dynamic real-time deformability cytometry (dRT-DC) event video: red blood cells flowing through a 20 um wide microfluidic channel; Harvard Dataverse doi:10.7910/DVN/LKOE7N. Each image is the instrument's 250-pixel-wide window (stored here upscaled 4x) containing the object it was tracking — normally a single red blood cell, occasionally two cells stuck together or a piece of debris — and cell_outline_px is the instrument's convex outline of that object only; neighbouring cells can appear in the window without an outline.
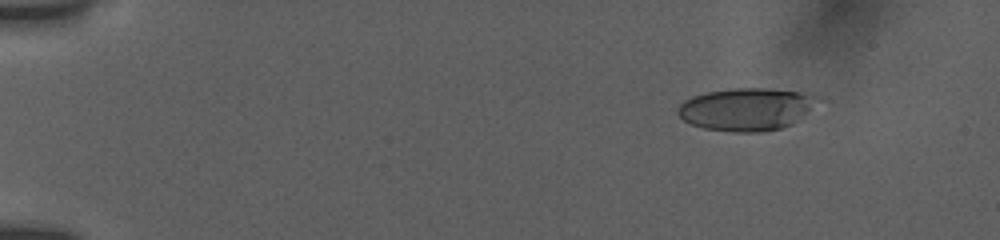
{"species": "human", "species_latin": "Homo sapiens", "temperature_condition": "room temperature", "stored_images_in_passage": 13, "camera_frame_rate_fps": 3000, "um_per_image_px": 0.085, "donor": {"sex": "female"}, "frame": {"image": 1, "passage_image": 3, "time_ms": 1.667, "image_size_px": [1000, 240], "cell_outline_px": [[828, 100], [792, 124], [780, 128], [760, 132], [736, 132], [704, 128], [692, 124], [684, 120], [676, 112], [676, 108], [684, 100], [692, 96], [708, 92], [732, 88], [764, 88], [796, 92], [824, 96]], "centroid_in_image_um": [63.56, 9.27], "position_along_channel_um": 21.4, "area_um2": 35.32}}
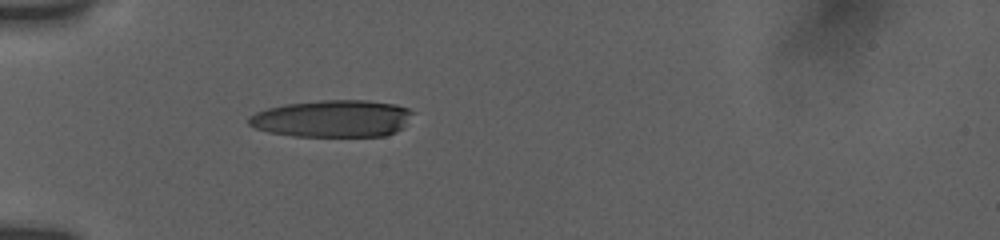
{"frame": {"image": 2, "passage_image": 9, "time_ms": 5.333, "image_size_px": [1000, 240], "cell_outline_px": [[416, 112], [404, 128], [396, 132], [384, 136], [292, 136], [268, 132], [256, 128], [248, 124], [248, 116], [256, 112], [268, 108], [288, 104], [320, 100], [368, 100], [396, 104], [408, 108]], "centroid_in_image_um": [28.32, 10.08], "position_along_channel_um": 56.7, "area_um2": 35.84}}
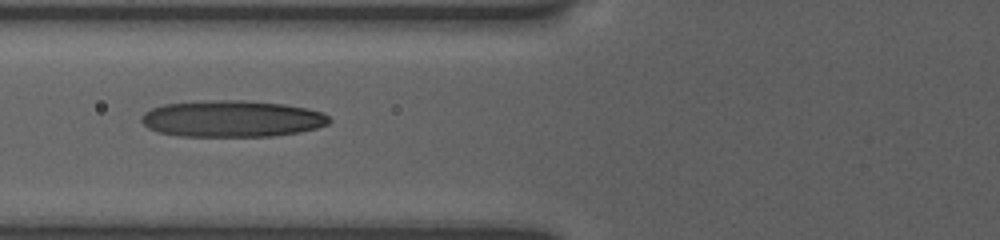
{"frame": {"image": 3, "passage_image": 12, "time_ms": 7.0, "image_size_px": [1000, 240], "cell_outline_px": [[332, 120], [328, 124], [316, 128], [300, 132], [272, 136], [180, 136], [156, 132], [148, 128], [140, 120], [140, 116], [144, 112], [152, 108], [164, 104], [204, 100], [244, 100], [284, 104], [308, 108], [324, 112]], "centroid_in_image_um": [19.71, 10.09], "position_along_channel_um": 106.1, "area_um2": 40.4}}